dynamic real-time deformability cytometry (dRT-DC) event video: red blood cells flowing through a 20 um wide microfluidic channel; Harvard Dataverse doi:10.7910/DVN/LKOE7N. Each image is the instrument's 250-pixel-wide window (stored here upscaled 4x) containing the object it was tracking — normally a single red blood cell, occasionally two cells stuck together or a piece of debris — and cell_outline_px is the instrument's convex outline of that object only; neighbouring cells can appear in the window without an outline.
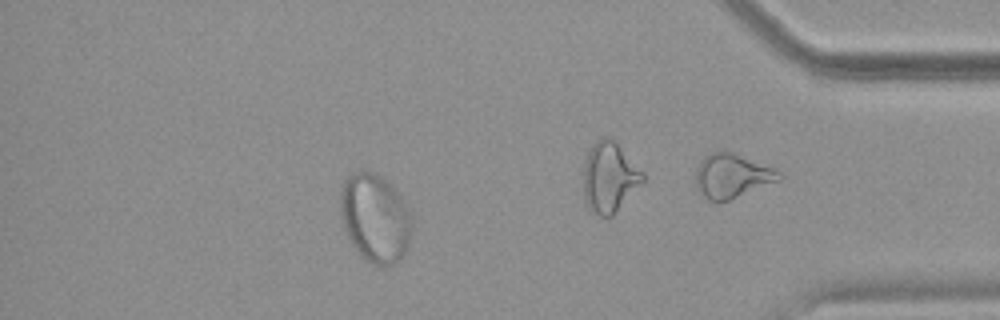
{"species": "common noctule bat (a hibernating species)", "species_latin": "Nyctalus noctula", "temperature_condition": "warm", "stored_images_in_passage": 49, "camera_frame_rate_fps": 3000, "um_per_image_px": 0.085, "animal": {"sex": "female", "body_mass_g": 18.4}, "frame": {"image": 1, "passage_image": 42, "time_ms": 13.667, "image_size_px": [1000, 320], "cell_outline_px": [[412, 224], [408, 248], [400, 260], [388, 268], [384, 268], [372, 264], [360, 256], [352, 244], [344, 228], [340, 216], [340, 184], [348, 176], [360, 168], [372, 172], [380, 176], [396, 188], [404, 200], [408, 208], [412, 220]], "centroid_in_image_um": [31.88, 18.54], "position_along_channel_um": 403.3, "area_um2": 37.8}}